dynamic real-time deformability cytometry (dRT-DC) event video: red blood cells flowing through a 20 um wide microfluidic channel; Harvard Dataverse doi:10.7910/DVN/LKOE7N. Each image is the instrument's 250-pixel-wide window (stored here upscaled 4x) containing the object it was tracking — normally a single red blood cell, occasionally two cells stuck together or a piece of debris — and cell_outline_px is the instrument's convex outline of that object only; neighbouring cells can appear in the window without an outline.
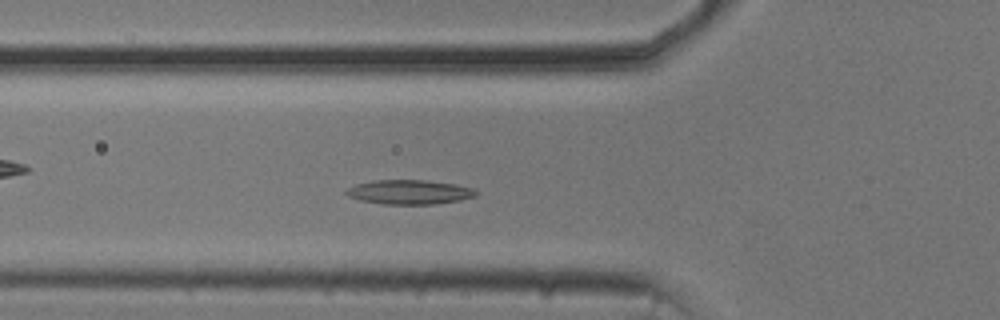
{"species": "common noctule bat (a hibernating species)", "species_latin": "Nyctalus noctula", "temperature_condition": "cold", "stored_images_in_passage": 46, "camera_frame_rate_fps": 3000, "um_per_image_px": 0.085, "animal": {"sex": "male", "body_mass_g": 20.5, "forearm_length_mm": 52.5}, "frame": {"image": 1, "passage_image": 11, "time_ms": 3.333, "image_size_px": [1000, 320], "cell_outline_px": [[480, 192], [476, 196], [460, 200], [436, 204], [380, 204], [360, 200], [348, 196], [344, 192], [348, 188], [356, 184], [372, 180], [424, 180], [456, 184], [472, 188]], "centroid_in_image_um": [34.8, 16.32], "position_along_channel_um": 91.0, "area_um2": 18.55}}
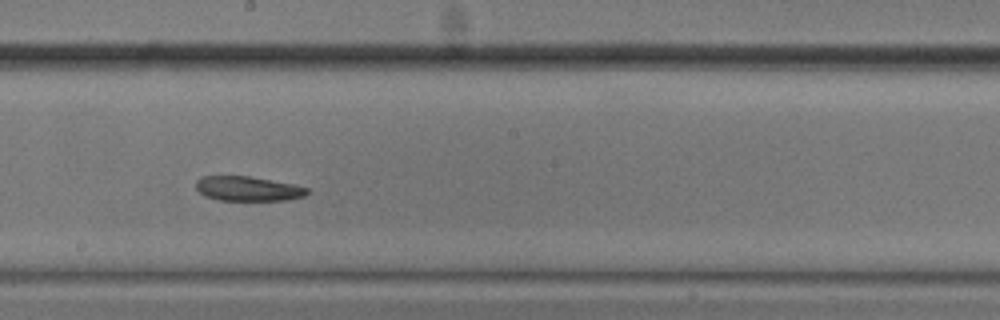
{"frame": {"image": 2, "passage_image": 22, "time_ms": 7.0, "image_size_px": [1000, 320], "cell_outline_px": [[308, 192], [304, 196], [288, 200], [216, 200], [204, 196], [196, 188], [196, 180], [200, 176], [248, 176], [292, 184], [308, 188]], "centroid_in_image_um": [21.03, 16.04], "position_along_channel_um": 227.2, "area_um2": 15.9}}
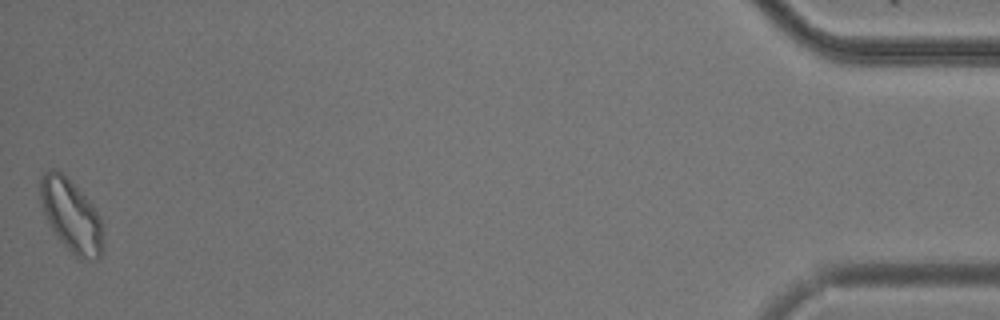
{"frame": {"image": 3, "passage_image": 46, "time_ms": 15.0, "image_size_px": [1000, 320], "cell_outline_px": [[104, 252], [96, 260], [80, 260], [56, 236], [48, 224], [40, 200], [40, 180], [44, 172], [48, 168], [56, 168], [92, 204], [100, 216], [104, 228]], "centroid_in_image_um": [6.09, 18.38], "position_along_channel_um": 429.1, "area_um2": 26.76}, "authors_computed_cell_mechanics": {"area_um2": 18.5249, "velocity_mm_per_s": 3.6954, "shape_relaxation_time_tau1_ms": null, "shape_relaxation_time_tau2_ms": 3.6056, "deformation_change_tau1": null, "deformation_change_tau2": 0.1046}}